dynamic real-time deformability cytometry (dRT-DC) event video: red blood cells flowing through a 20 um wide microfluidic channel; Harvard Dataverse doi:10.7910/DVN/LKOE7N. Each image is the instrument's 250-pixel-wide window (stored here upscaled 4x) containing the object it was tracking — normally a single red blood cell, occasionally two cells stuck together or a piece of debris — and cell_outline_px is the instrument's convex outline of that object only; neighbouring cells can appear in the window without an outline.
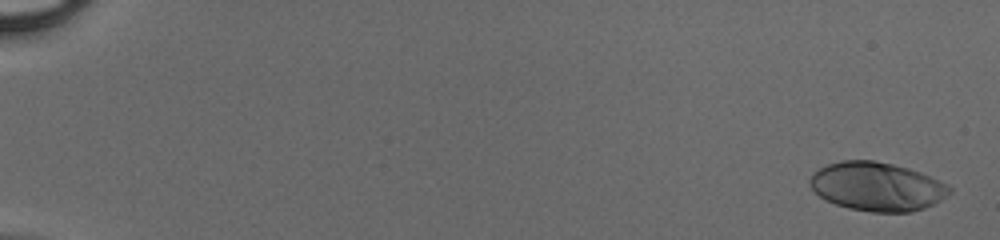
{"species": "human", "species_latin": "Homo sapiens", "temperature_condition": "cold", "stored_images_in_passage": 50, "camera_frame_rate_fps": 3000, "um_per_image_px": 0.085, "donor": {"sex": "male"}, "frame": {"image": 1, "passage_image": 2, "time_ms": 0.333, "image_size_px": [1000, 240], "cell_outline_px": [[952, 192], [940, 200], [924, 208], [912, 212], [872, 212], [848, 208], [836, 204], [820, 196], [808, 184], [808, 180], [820, 168], [828, 164], [840, 160], [876, 160], [908, 168], [920, 172], [948, 184], [952, 188]], "centroid_in_image_um": [74.56, 15.85], "position_along_channel_um": 10.4, "area_um2": 39.54}}
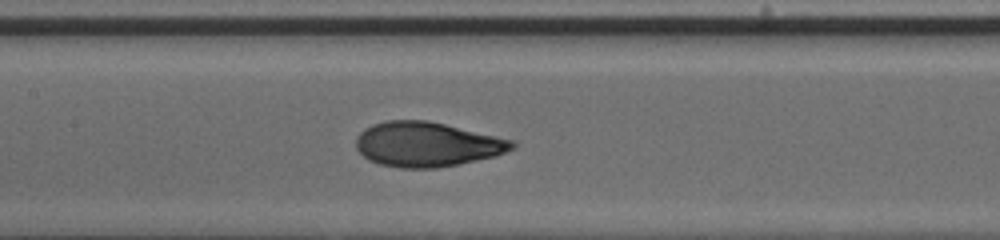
{"frame": {"image": 2, "passage_image": 27, "time_ms": 8.667, "image_size_px": [1000, 240], "cell_outline_px": [[516, 148], [496, 156], [436, 168], [400, 168], [380, 164], [368, 160], [356, 148], [356, 136], [364, 128], [372, 124], [388, 120], [428, 120], [516, 140]], "centroid_in_image_um": [36.31, 12.26], "position_along_channel_um": 171.1, "area_um2": 40.92}}
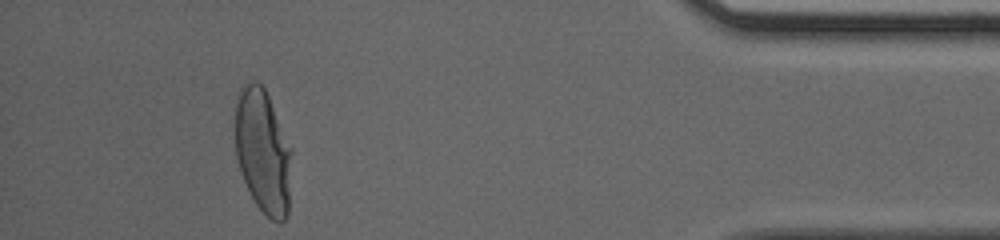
{"frame": {"image": 3, "passage_image": 47, "time_ms": 15.333, "image_size_px": [1000, 240], "cell_outline_px": [[292, 152], [288, 216], [280, 224], [272, 220], [256, 204], [240, 172], [236, 156], [236, 96], [240, 88], [248, 80], [256, 80], [264, 88], [268, 96], [292, 148]], "centroid_in_image_um": [22.36, 12.85], "position_along_channel_um": 412.8, "area_um2": 41.04}}